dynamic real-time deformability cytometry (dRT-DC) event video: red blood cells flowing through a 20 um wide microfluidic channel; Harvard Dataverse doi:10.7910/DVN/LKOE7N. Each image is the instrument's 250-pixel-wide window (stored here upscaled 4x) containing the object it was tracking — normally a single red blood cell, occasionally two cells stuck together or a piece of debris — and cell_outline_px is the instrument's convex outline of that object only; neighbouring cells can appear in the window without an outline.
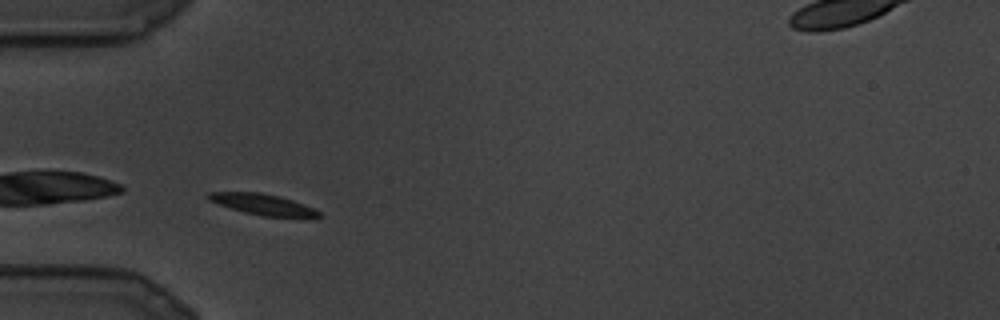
{"species": "common noctule bat (a hibernating species)", "species_latin": "Nyctalus noctula", "temperature_condition": "cold", "stored_images_in_passage": 2, "camera_frame_rate_fps": 3000, "um_per_image_px": 0.085, "animal": {"sex": "male", "body_mass_g": 19.5, "forearm_length_mm": 54.6}, "frame": {"image": 1, "passage_image": 1, "time_ms": 0.0, "image_size_px": [1000, 320], "cell_outline_px": [[320, 216], [264, 216], [244, 212], [208, 200], [204, 196], [208, 192], [260, 192], [280, 196], [304, 204], [320, 212]], "centroid_in_image_um": [22.25, 17.34], "position_along_channel_um": 62.7, "area_um2": 13.12}}
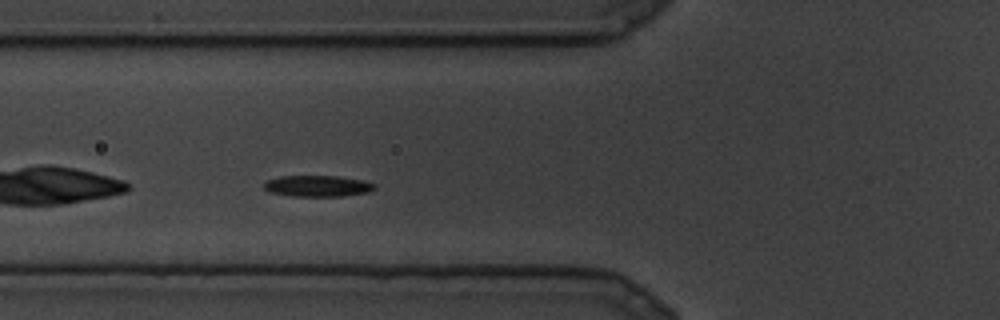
{"frame": {"image": 2, "passage_image": 2, "time_ms": 0.333, "image_size_px": [1000, 320], "cell_outline_px": [[376, 188], [368, 192], [340, 196], [292, 196], [272, 192], [264, 188], [264, 184], [268, 180], [280, 176], [336, 176], [364, 180], [376, 184]], "centroid_in_image_um": [27.03, 15.8], "position_along_channel_um": 98.8, "area_um2": 13.53}}